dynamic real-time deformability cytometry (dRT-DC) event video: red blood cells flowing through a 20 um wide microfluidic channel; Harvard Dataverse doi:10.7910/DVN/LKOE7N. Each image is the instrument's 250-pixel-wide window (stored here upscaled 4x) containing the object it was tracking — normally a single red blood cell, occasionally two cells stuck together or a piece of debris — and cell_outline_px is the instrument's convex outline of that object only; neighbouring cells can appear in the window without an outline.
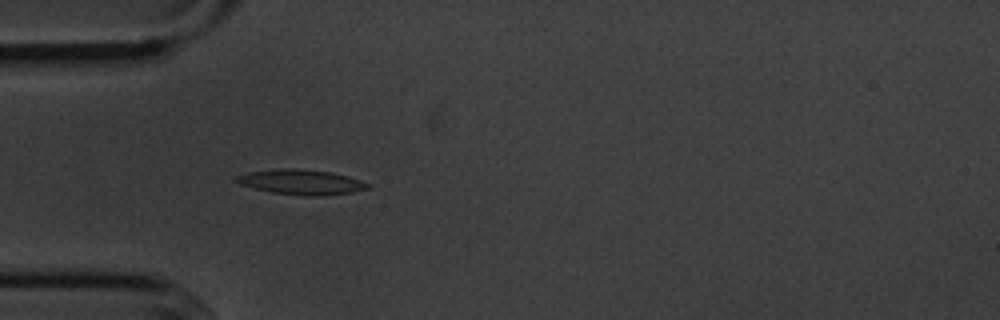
{"species": "common noctule bat (a hibernating species)", "species_latin": "Nyctalus noctula", "temperature_condition": "cold", "stored_images_in_passage": 5, "camera_frame_rate_fps": 3000, "um_per_image_px": 0.085, "animal": {"sex": "male", "body_mass_g": 20.1, "forearm_length_mm": 53.5}, "frame": {"image": 1, "passage_image": 5, "time_ms": 4.667, "image_size_px": [1000, 320], "cell_outline_px": [[368, 188], [352, 192], [324, 196], [304, 196], [272, 192], [240, 184], [232, 180], [236, 176], [248, 172], [288, 168], [292, 168], [328, 172], [348, 176], [360, 180], [368, 184]], "centroid_in_image_um": [25.58, 15.48], "position_along_channel_um": 59.4, "area_um2": 18.84}}